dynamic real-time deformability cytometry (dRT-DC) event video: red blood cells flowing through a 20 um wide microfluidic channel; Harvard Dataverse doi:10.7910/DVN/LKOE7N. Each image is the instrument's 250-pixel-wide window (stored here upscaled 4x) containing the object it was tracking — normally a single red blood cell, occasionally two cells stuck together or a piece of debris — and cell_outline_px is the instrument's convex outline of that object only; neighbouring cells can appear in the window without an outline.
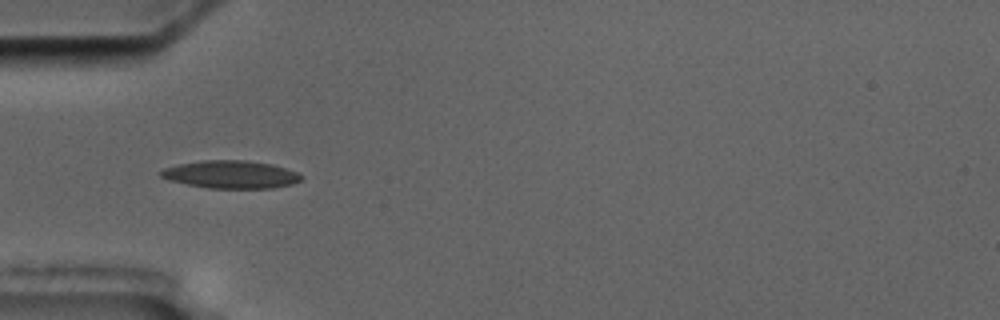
{"species": "common noctule bat (a hibernating species)", "species_latin": "Nyctalus noctula", "temperature_condition": "cold", "stored_images_in_passage": 6, "camera_frame_rate_fps": 3000, "um_per_image_px": 0.085, "animal": {"sex": "male", "body_mass_g": 17.5, "forearm_length_mm": 52.3}, "frame": {"image": 1, "passage_image": 6, "time_ms": 6.0, "image_size_px": [1000, 320], "cell_outline_px": [[304, 176], [300, 180], [292, 184], [272, 188], [208, 188], [168, 180], [160, 176], [160, 172], [164, 168], [180, 164], [200, 160], [248, 160], [272, 164], [296, 172]], "centroid_in_image_um": [19.62, 14.82], "position_along_channel_um": 65.4, "area_um2": 22.66}}